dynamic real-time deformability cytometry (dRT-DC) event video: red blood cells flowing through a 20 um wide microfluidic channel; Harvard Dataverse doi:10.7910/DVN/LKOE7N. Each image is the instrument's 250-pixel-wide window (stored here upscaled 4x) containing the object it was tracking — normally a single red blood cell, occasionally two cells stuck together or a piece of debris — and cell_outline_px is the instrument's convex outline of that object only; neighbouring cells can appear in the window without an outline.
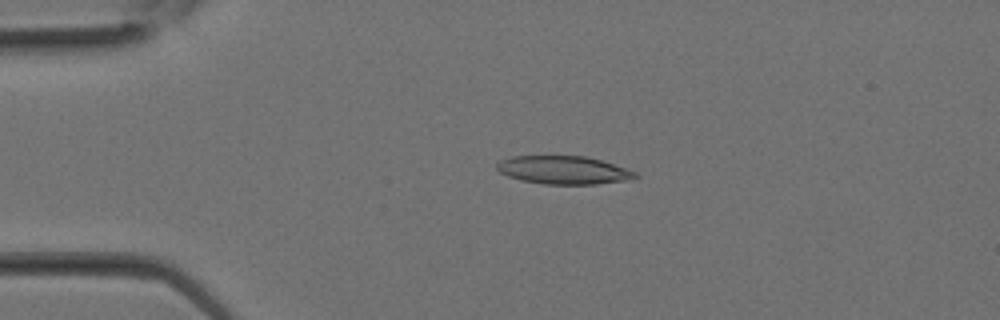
{"species": "Egyptian fruit bat (a non-hibernating species)", "species_latin": "Rousettus aegyptiacus", "temperature_condition": "room temperature", "stored_images_in_passage": 12, "camera_frame_rate_fps": 3000, "um_per_image_px": 0.085, "animal": {"sex": "female"}, "frame": {"image": 1, "passage_image": 6, "time_ms": 1.667, "image_size_px": [1000, 320], "cell_outline_px": [[640, 176], [632, 180], [596, 184], [544, 184], [520, 180], [508, 176], [500, 172], [496, 168], [496, 164], [500, 160], [512, 156], [584, 156], [600, 160], [636, 172]], "centroid_in_image_um": [47.9, 14.46], "position_along_channel_um": 37.1, "area_um2": 22.72}}
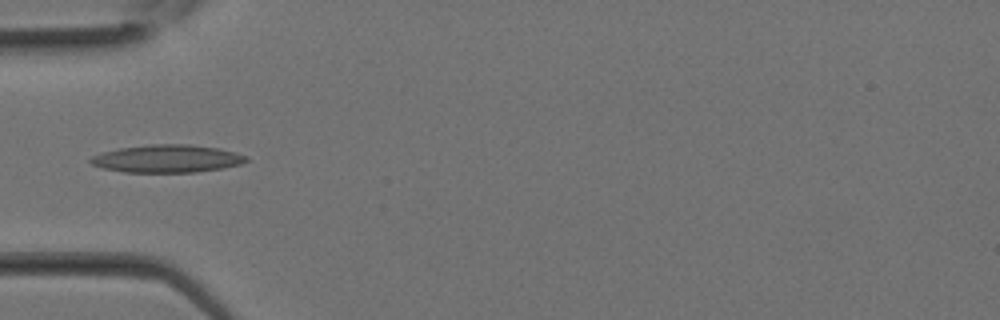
{"frame": {"image": 2, "passage_image": 9, "time_ms": 2.667, "image_size_px": [1000, 320], "cell_outline_px": [[248, 160], [240, 164], [220, 168], [196, 172], [124, 172], [104, 168], [92, 164], [88, 160], [92, 156], [100, 152], [120, 148], [148, 144], [188, 144], [220, 148], [248, 156]], "centroid_in_image_um": [14.19, 13.47], "position_along_channel_um": 70.8, "area_um2": 25.14}}
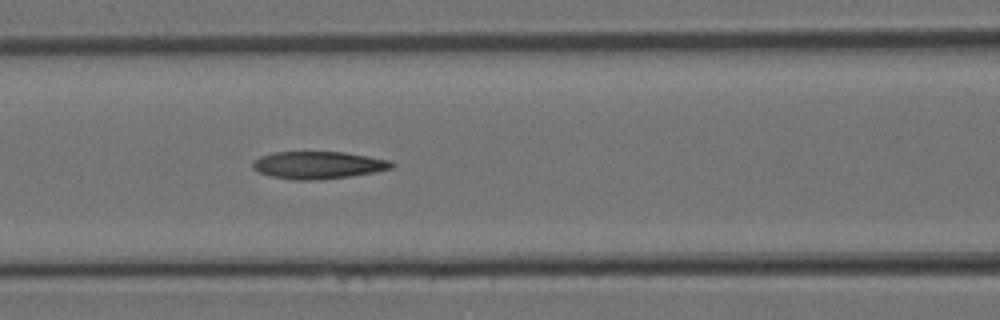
{"frame": {"image": 3, "passage_image": 12, "time_ms": 3.667, "image_size_px": [1000, 320], "cell_outline_px": [[396, 164], [392, 168], [376, 172], [352, 176], [320, 180], [292, 180], [272, 176], [260, 172], [252, 168], [252, 164], [260, 156], [272, 152], [344, 152], [392, 160]], "centroid_in_image_um": [27.1, 14.03], "position_along_channel_um": 139.5, "area_um2": 22.37}}